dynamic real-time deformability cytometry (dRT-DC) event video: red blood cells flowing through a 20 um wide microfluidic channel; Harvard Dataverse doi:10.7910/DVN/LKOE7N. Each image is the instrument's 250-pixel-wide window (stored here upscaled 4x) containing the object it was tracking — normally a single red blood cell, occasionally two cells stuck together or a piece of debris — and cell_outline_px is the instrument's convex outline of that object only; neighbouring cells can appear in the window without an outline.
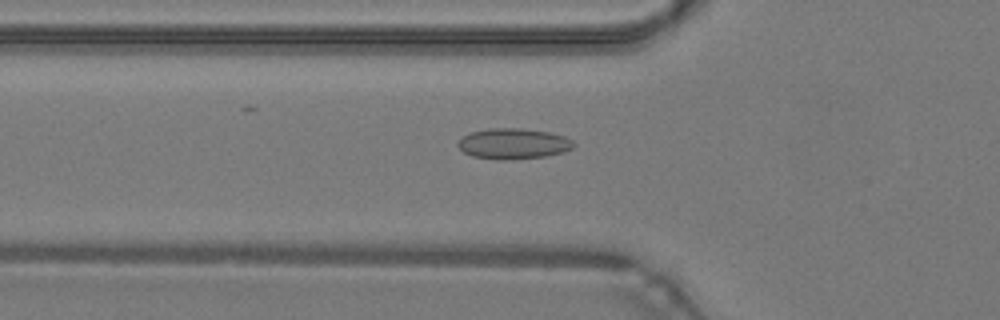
{"species": "common noctule bat (a hibernating species)", "species_latin": "Nyctalus noctula", "temperature_condition": "warm", "stored_images_in_passage": 48, "camera_frame_rate_fps": 3000, "um_per_image_px": 0.085, "animal": {"sex": "male", "body_mass_g": 19.2, "forearm_length_mm": 51.8}, "frame": {"image": 1, "passage_image": 17, "time_ms": 5.333, "image_size_px": [1000, 320], "cell_outline_px": [[576, 144], [572, 148], [564, 152], [544, 156], [504, 160], [500, 160], [472, 156], [464, 152], [456, 144], [464, 136], [472, 132], [492, 128], [520, 128], [552, 132], [564, 136], [572, 140]], "centroid_in_image_um": [43.67, 12.21], "position_along_channel_um": 82.1, "area_um2": 20.58}}
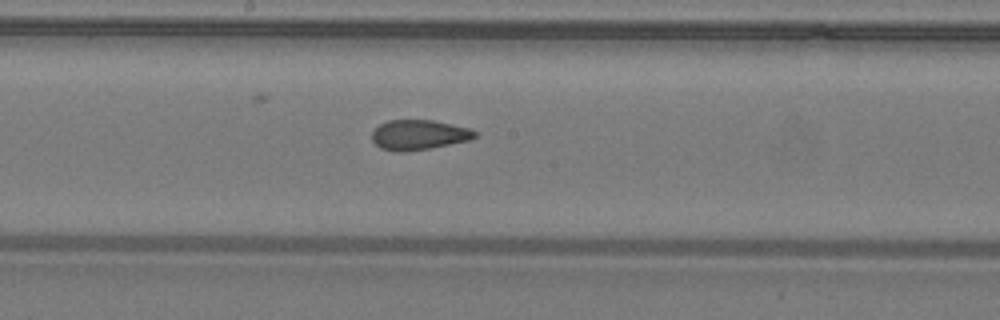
{"frame": {"image": 2, "passage_image": 26, "time_ms": 8.333, "image_size_px": [1000, 320], "cell_outline_px": [[476, 136], [468, 140], [432, 148], [404, 152], [396, 152], [380, 148], [372, 140], [372, 132], [380, 124], [388, 120], [432, 120], [468, 128], [476, 132]], "centroid_in_image_um": [35.56, 11.47], "position_along_channel_um": 212.6, "area_um2": 17.86}}
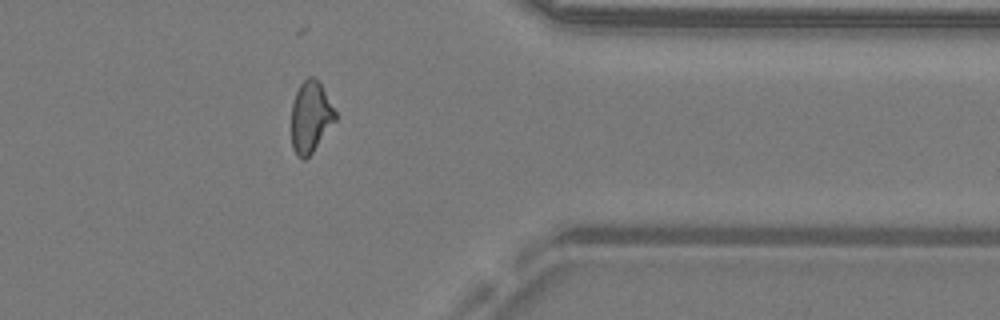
{"frame": {"image": 3, "passage_image": 39, "time_ms": 12.667, "image_size_px": [1000, 320], "cell_outline_px": [[336, 120], [312, 152], [304, 160], [296, 156], [292, 148], [292, 104], [296, 92], [300, 84], [308, 76], [312, 76], [320, 84], [336, 112]], "centroid_in_image_um": [26.38, 9.96], "position_along_channel_um": 385.0, "area_um2": 17.98}, "authors_computed_cell_mechanics": {"area_um2": 18.9295, "velocity_mm_per_s": 4.3143, "shape_relaxation_time_tau1_ms": null, "shape_relaxation_time_tau2_ms": 1.5536, "deformation_change_tau1": null, "deformation_change_tau2": 0.0797}}